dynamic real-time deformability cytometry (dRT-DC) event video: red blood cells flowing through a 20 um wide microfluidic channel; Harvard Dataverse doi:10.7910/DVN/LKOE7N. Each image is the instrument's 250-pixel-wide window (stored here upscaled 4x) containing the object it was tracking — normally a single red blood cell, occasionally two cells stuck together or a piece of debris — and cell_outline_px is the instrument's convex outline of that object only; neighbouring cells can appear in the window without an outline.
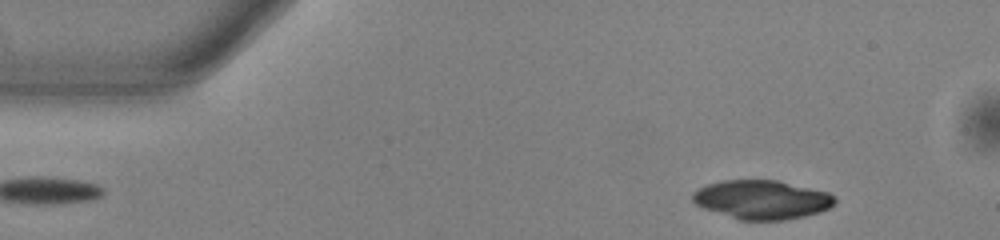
{"species": "common noctule bat (a hibernating species)", "species_latin": "Nyctalus noctula", "temperature_condition": "warm", "stored_images_in_passage": 50, "camera_frame_rate_fps": 3000, "um_per_image_px": 0.085, "animal": {"sex": "male", "body_mass_g": 13.0, "forearm_length_mm": 53.1}, "frame": {"image": 1, "passage_image": 5, "time_ms": 1.333, "image_size_px": [1000, 240], "cell_outline_px": [[836, 204], [820, 212], [804, 216], [784, 220], [740, 220], [704, 208], [696, 204], [692, 200], [692, 192], [708, 184], [724, 180], [776, 180], [828, 192], [836, 196]], "centroid_in_image_um": [64.79, 16.97], "position_along_channel_um": 20.2, "area_um2": 32.14}}
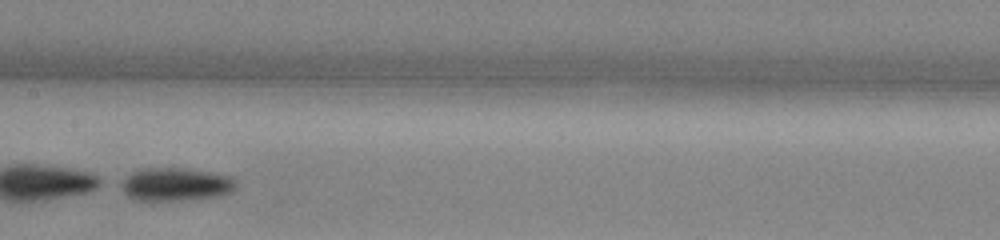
{"frame": {"image": 2, "passage_image": 25, "time_ms": 8.0, "image_size_px": [1000, 240], "cell_outline_px": [[236, 188], [232, 192], [220, 196], [184, 200], [136, 200], [128, 196], [116, 184], [132, 172], [144, 168], [184, 168], [208, 172], [228, 176], [236, 180]], "centroid_in_image_um": [14.9, 15.67], "position_along_channel_um": 192.5, "area_um2": 22.31}}